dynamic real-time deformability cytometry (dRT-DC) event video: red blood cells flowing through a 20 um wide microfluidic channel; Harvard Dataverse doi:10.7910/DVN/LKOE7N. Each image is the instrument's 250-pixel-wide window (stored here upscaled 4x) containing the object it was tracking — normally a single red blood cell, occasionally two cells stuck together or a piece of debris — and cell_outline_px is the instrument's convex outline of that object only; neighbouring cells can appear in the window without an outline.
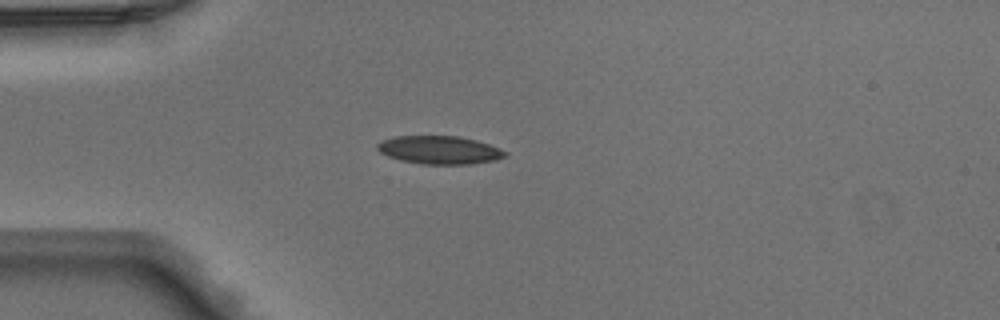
{"species": "Egyptian fruit bat (a non-hibernating species)", "species_latin": "Rousettus aegyptiacus", "temperature_condition": "warm", "stored_images_in_passage": 36, "camera_frame_rate_fps": 3000, "um_per_image_px": 0.085, "animal": {"sex": "male"}, "frame": {"image": 1, "passage_image": 1, "time_ms": 0.0, "image_size_px": [1000, 320], "cell_outline_px": [[508, 156], [492, 160], [468, 164], [424, 164], [400, 160], [388, 156], [380, 152], [376, 148], [376, 144], [384, 140], [396, 136], [460, 136], [476, 140], [500, 148], [508, 152]], "centroid_in_image_um": [37.36, 12.74], "position_along_channel_um": 47.6, "area_um2": 20.87}}
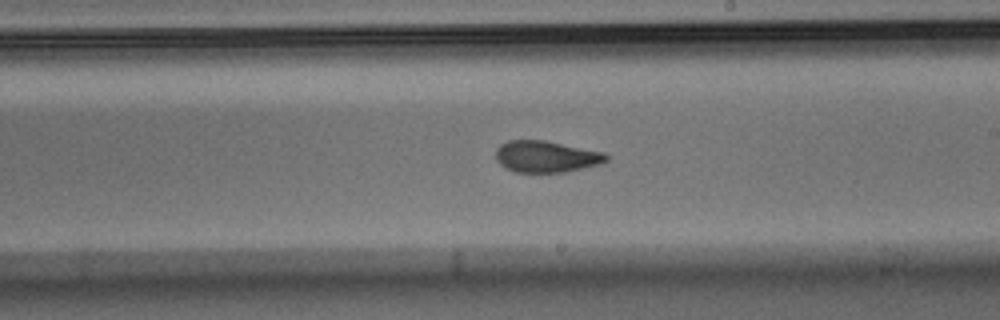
{"frame": {"image": 2, "passage_image": 16, "time_ms": 5.0, "image_size_px": [1000, 320], "cell_outline_px": [[608, 160], [600, 164], [564, 172], [512, 172], [504, 168], [496, 160], [496, 148], [500, 144], [508, 140], [544, 140], [604, 152], [608, 156]], "centroid_in_image_um": [46.39, 13.31], "position_along_channel_um": 242.6, "area_um2": 20.4}}
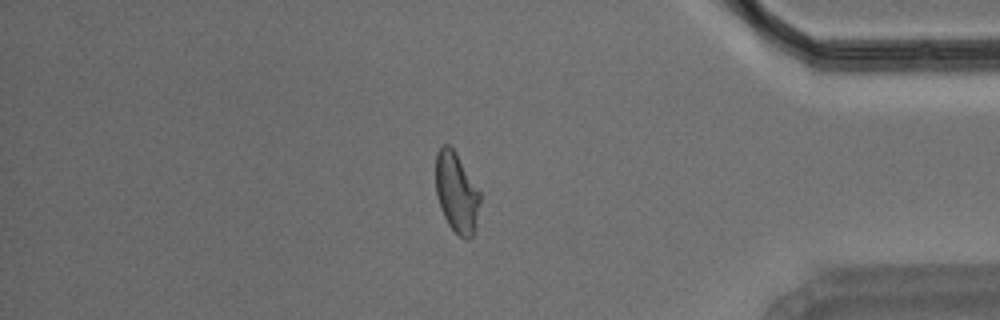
{"frame": {"image": 3, "passage_image": 29, "time_ms": 9.333, "image_size_px": [1000, 320], "cell_outline_px": [[480, 200], [472, 236], [468, 240], [460, 236], [448, 224], [440, 208], [436, 196], [436, 152], [440, 144], [448, 144], [456, 152], [480, 192]], "centroid_in_image_um": [38.77, 16.32], "position_along_channel_um": 396.4, "area_um2": 20.52}}